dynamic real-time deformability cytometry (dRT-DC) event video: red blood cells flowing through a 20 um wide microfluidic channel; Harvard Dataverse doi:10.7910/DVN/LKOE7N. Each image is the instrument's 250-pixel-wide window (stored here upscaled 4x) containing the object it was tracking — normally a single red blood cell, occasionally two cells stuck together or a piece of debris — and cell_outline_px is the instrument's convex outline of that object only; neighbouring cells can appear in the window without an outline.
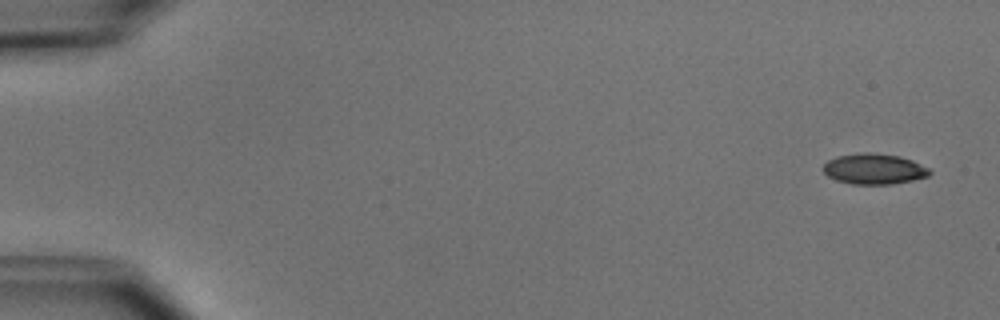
{"species": "common noctule bat (a hibernating species)", "species_latin": "Nyctalus noctula", "temperature_condition": "cold", "stored_images_in_passage": 6, "camera_frame_rate_fps": 3000, "um_per_image_px": 0.085, "animal": {"sex": "male", "body_mass_g": 15.6}, "frame": {"image": 1, "passage_image": 1, "time_ms": 0.0, "image_size_px": [1000, 320], "cell_outline_px": [[932, 172], [928, 176], [912, 180], [892, 184], [852, 184], [836, 180], [828, 176], [824, 172], [824, 164], [828, 160], [836, 156], [864, 152], [868, 152], [900, 156], [912, 160], [928, 168]], "centroid_in_image_um": [74.29, 14.36], "position_along_channel_um": 10.7, "area_um2": 18.9}}
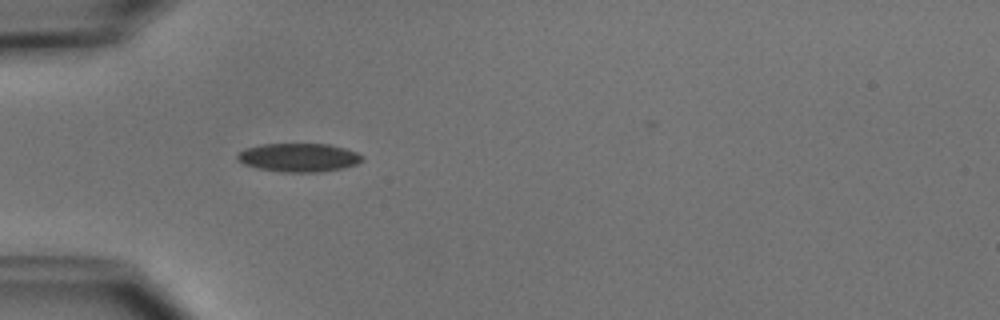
{"frame": {"image": 2, "passage_image": 5, "time_ms": 4.667, "image_size_px": [1000, 320], "cell_outline_px": [[364, 160], [356, 164], [344, 168], [320, 172], [280, 172], [260, 168], [244, 164], [236, 156], [244, 148], [260, 144], [328, 144], [344, 148], [356, 152], [364, 156]], "centroid_in_image_um": [25.42, 13.39], "position_along_channel_um": 59.6, "area_um2": 20.75}}